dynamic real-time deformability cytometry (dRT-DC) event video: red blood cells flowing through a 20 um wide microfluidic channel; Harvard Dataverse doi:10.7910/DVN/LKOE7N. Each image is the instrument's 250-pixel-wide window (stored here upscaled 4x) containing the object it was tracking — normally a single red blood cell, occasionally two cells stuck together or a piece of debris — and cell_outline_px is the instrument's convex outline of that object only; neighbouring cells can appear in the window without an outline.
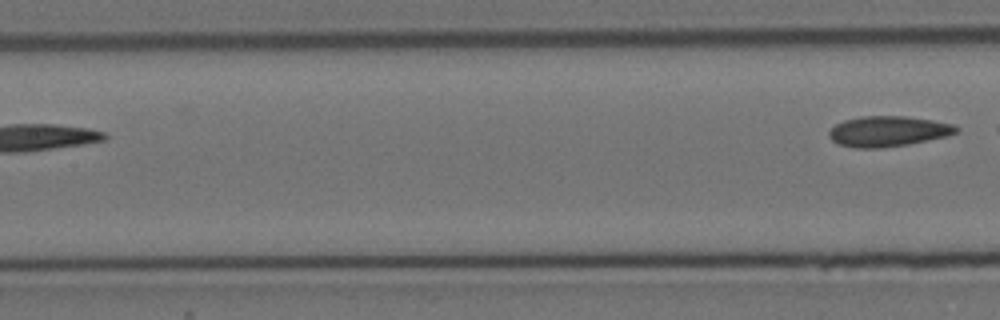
{"species": "Egyptian fruit bat (a non-hibernating species)", "species_latin": "Rousettus aegyptiacus", "temperature_condition": "cold", "stored_images_in_passage": 4, "segment_of_instrument_passage": [2, 2], "camera_frame_rate_fps": 3000, "um_per_image_px": 0.085, "animal": {"sex": "female"}, "frame": {"image": 1, "passage_image": 4, "time_ms": 4.0, "image_size_px": [1000, 320], "cell_outline_px": [[960, 132], [948, 136], [908, 144], [876, 148], [856, 148], [840, 144], [832, 140], [828, 136], [828, 132], [836, 124], [844, 120], [860, 116], [904, 116], [952, 124], [960, 128]], "centroid_in_image_um": [75.49, 11.16], "position_along_channel_um": 131.9, "area_um2": 22.43}}